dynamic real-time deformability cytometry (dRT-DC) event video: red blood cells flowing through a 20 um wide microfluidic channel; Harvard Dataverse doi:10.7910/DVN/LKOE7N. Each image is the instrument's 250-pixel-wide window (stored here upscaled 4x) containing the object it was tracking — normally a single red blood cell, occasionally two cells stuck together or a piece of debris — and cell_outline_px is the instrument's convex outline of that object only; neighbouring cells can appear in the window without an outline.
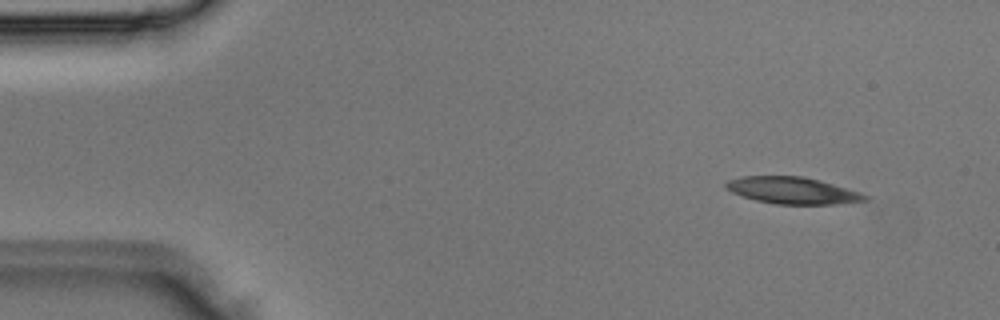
{"species": "Egyptian fruit bat (a non-hibernating species)", "species_latin": "Rousettus aegyptiacus", "temperature_condition": "room temperature", "stored_images_in_passage": 2, "camera_frame_rate_fps": 3000, "um_per_image_px": 0.085, "animal": {"sex": "male"}, "frame": {"image": 1, "passage_image": 1, "time_ms": 0.0, "image_size_px": [1000, 320], "cell_outline_px": [[868, 200], [832, 204], [776, 204], [756, 200], [732, 192], [724, 188], [724, 184], [728, 180], [744, 176], [804, 176], [860, 192], [868, 196]], "centroid_in_image_um": [67.33, 16.18], "position_along_channel_um": 17.7, "area_um2": 21.44}}